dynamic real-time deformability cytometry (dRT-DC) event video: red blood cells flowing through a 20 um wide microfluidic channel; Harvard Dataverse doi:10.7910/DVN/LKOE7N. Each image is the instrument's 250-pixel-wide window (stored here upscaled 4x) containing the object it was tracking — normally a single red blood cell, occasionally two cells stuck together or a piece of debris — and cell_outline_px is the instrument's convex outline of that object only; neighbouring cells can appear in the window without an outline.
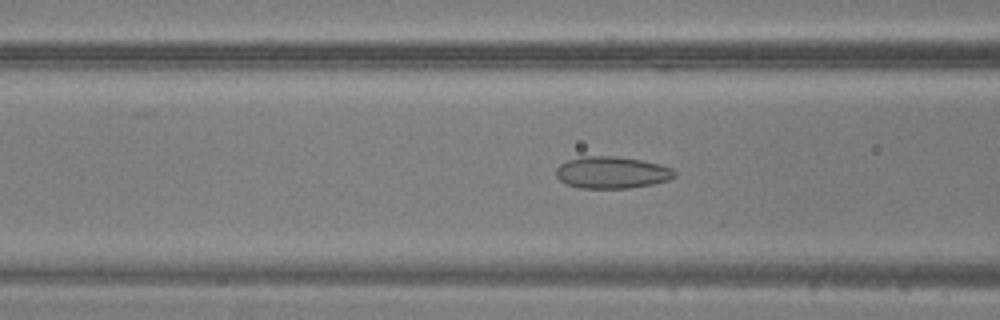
{"species": "common noctule bat (a hibernating species)", "species_latin": "Nyctalus noctula", "temperature_condition": "warm", "stored_images_in_passage": 47, "camera_frame_rate_fps": 3000, "um_per_image_px": 0.085, "animal": {"sex": "male", "body_mass_g": 20.5, "forearm_length_mm": 52.5}, "frame": {"image": 1, "passage_image": 18, "time_ms": 5.667, "image_size_px": [1000, 320], "cell_outline_px": [[676, 176], [668, 180], [652, 184], [628, 188], [580, 188], [568, 184], [560, 180], [556, 176], [556, 168], [560, 164], [568, 160], [580, 156], [616, 156], [640, 160], [660, 164], [672, 168], [676, 172]], "centroid_in_image_um": [52.01, 14.65], "position_along_channel_um": 114.6, "area_um2": 22.02}}
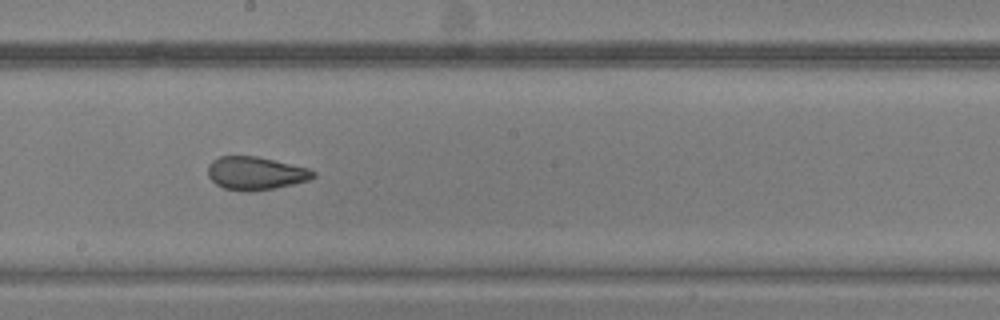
{"frame": {"image": 2, "passage_image": 26, "time_ms": 8.333, "image_size_px": [1000, 320], "cell_outline_px": [[316, 176], [308, 180], [292, 184], [252, 192], [248, 192], [224, 188], [216, 184], [208, 176], [208, 164], [212, 160], [220, 156], [256, 156], [308, 168], [316, 172]], "centroid_in_image_um": [21.7, 14.72], "position_along_channel_um": 226.5, "area_um2": 20.23}}
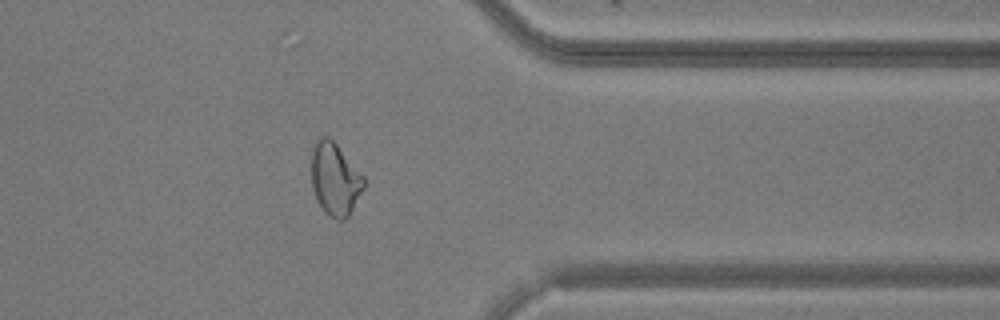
{"frame": {"image": 3, "passage_image": 38, "time_ms": 12.333, "image_size_px": [1000, 320], "cell_outline_px": [[364, 188], [348, 216], [344, 220], [336, 220], [324, 212], [312, 188], [312, 148], [316, 140], [320, 136], [328, 136], [336, 144], [364, 176]], "centroid_in_image_um": [28.47, 15.22], "position_along_channel_um": 382.9, "area_um2": 21.96}}